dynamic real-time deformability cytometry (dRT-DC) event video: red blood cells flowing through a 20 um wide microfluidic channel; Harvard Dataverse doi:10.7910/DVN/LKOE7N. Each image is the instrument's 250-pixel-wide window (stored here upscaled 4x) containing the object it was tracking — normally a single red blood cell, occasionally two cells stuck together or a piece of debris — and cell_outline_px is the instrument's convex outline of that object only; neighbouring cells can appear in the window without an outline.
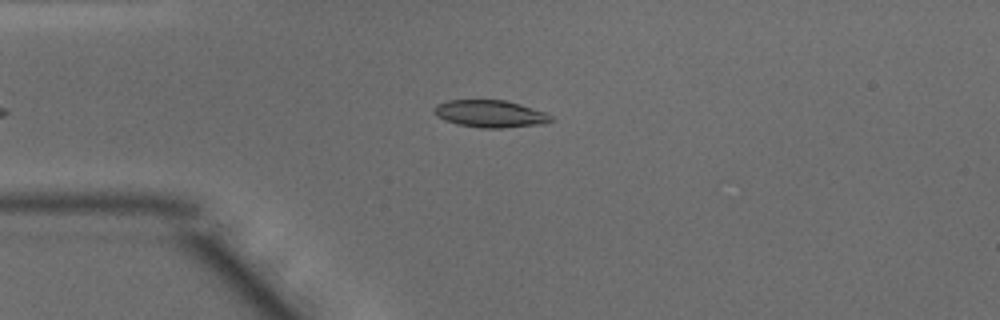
{"species": "common noctule bat (a hibernating species)", "species_latin": "Nyctalus noctula", "temperature_condition": "warm", "stored_images_in_passage": 36, "camera_frame_rate_fps": 3000, "um_per_image_px": 0.085, "animal": {"sex": "male", "body_mass_g": 15.6}, "frame": {"image": 1, "passage_image": 3, "time_ms": 0.667, "image_size_px": [1000, 320], "cell_outline_px": [[556, 120], [544, 124], [500, 128], [480, 128], [460, 124], [444, 120], [436, 116], [432, 112], [432, 108], [436, 104], [448, 100], [504, 100], [520, 104], [544, 112], [552, 116]], "centroid_in_image_um": [41.65, 9.67], "position_along_channel_um": 43.3, "area_um2": 18.67}}
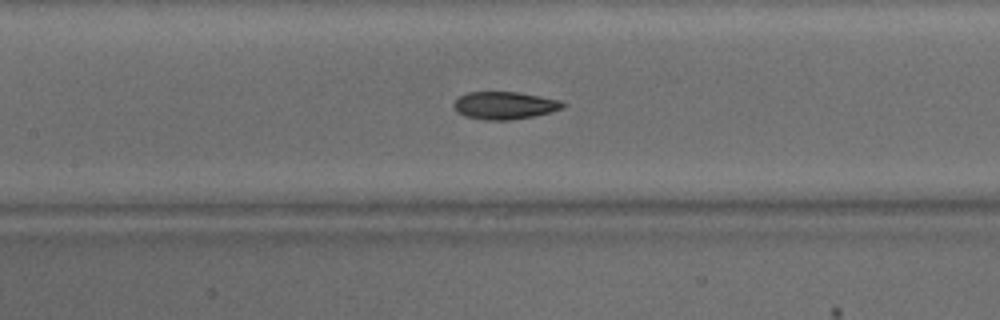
{"frame": {"image": 2, "passage_image": 13, "time_ms": 4.0, "image_size_px": [1000, 320], "cell_outline_px": [[568, 104], [564, 108], [532, 116], [508, 120], [488, 120], [464, 116], [456, 112], [452, 104], [460, 96], [468, 92], [516, 92], [540, 96], [560, 100]], "centroid_in_image_um": [42.88, 8.96], "position_along_channel_um": 164.5, "area_um2": 17.46}}
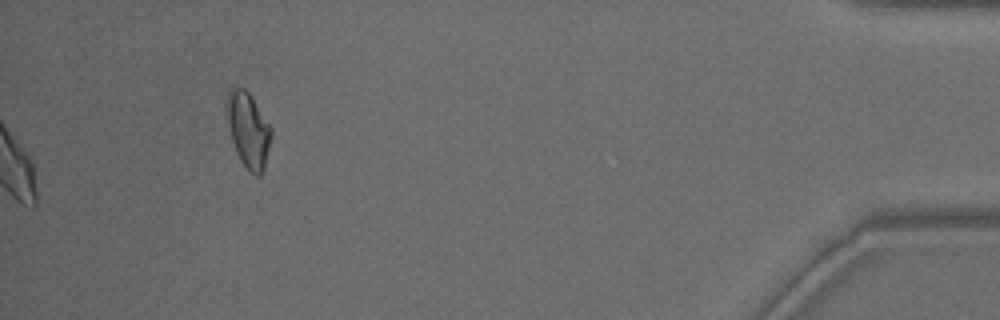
{"frame": {"image": 3, "passage_image": 36, "time_ms": 11.667, "image_size_px": [1000, 320], "cell_outline_px": [[272, 132], [264, 168], [260, 176], [256, 176], [240, 160], [232, 140], [224, 104], [228, 92], [232, 88], [244, 88], [248, 92], [272, 128]], "centroid_in_image_um": [21.09, 11.01], "position_along_channel_um": 414.1, "area_um2": 19.13}, "authors_computed_cell_mechanics": {"area_um2": 18.2648, "velocity_mm_per_s": 4.1413, "shape_relaxation_time_tau1_ms": 5.5068, "shape_relaxation_time_tau2_ms": 2.5379, "deformation_change_tau1": 0.1843, "deformation_change_tau2": 0.0778}}